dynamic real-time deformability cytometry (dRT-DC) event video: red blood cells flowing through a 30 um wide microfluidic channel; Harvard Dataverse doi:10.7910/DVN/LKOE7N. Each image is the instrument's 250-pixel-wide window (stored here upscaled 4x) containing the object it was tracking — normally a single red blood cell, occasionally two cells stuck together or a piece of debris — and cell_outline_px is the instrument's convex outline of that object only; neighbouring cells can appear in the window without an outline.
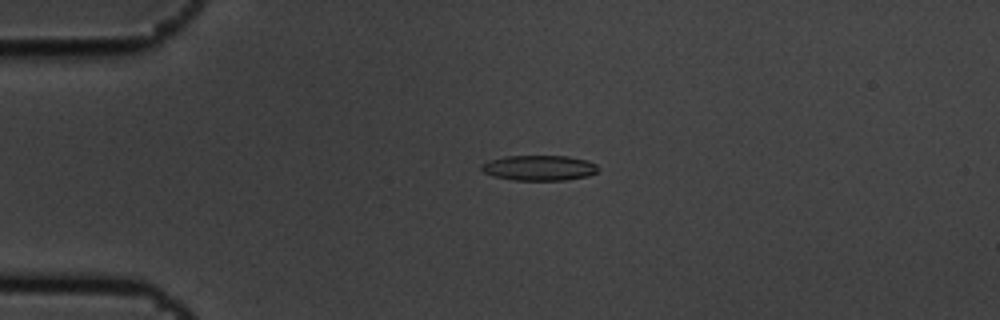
{"species": "common noctule bat (a hibernating species)", "species_latin": "Nyctalus noctula", "temperature_condition": "cold", "stored_images_in_passage": 4, "camera_frame_rate_fps": 3000, "um_per_image_px": 0.085, "animal": {"sex": "male", "body_mass_g": 19.5, "forearm_length_mm": 54.6}, "frame": {"image": 1, "passage_image": 3, "time_ms": 0.667, "image_size_px": [1000, 320], "cell_outline_px": [[600, 168], [596, 172], [588, 176], [564, 180], [512, 180], [492, 176], [484, 172], [480, 168], [480, 164], [488, 160], [504, 156], [568, 156], [588, 160], [596, 164]], "centroid_in_image_um": [45.81, 14.26], "position_along_channel_um": 39.2, "area_um2": 17.4}}